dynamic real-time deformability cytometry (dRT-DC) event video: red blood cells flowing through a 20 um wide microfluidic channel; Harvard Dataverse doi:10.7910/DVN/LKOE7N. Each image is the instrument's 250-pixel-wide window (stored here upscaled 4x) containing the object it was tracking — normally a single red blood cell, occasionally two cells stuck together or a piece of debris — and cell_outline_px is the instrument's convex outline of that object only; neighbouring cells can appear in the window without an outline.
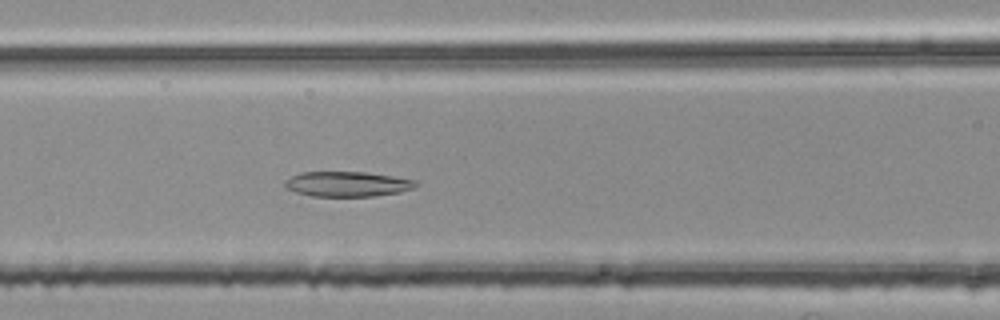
{"species": "common noctule bat (a hibernating species)", "species_latin": "Nyctalus noctula", "temperature_condition": "room temperature", "stored_images_in_passage": 51, "camera_frame_rate_fps": 3000, "um_per_image_px": 0.085, "animal": {"sex": "female", "body_mass_g": 25.1}, "frame": {"image": 1, "passage_image": 22, "time_ms": 7.0, "image_size_px": [1000, 320], "cell_outline_px": [[420, 184], [416, 188], [400, 192], [376, 196], [312, 196], [296, 192], [284, 188], [284, 180], [300, 172], [364, 172], [392, 176], [416, 180]], "centroid_in_image_um": [29.54, 15.64], "position_along_channel_um": 137.1, "area_um2": 19.31}}
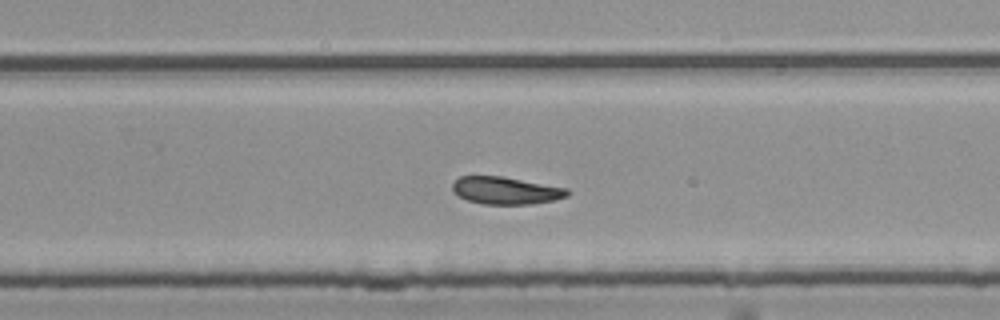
{"frame": {"image": 2, "passage_image": 34, "time_ms": 11.0, "image_size_px": [1000, 320], "cell_outline_px": [[572, 192], [568, 196], [556, 200], [532, 204], [484, 204], [468, 200], [460, 196], [452, 188], [452, 184], [460, 176], [504, 176], [568, 188]], "centroid_in_image_um": [43.07, 16.19], "position_along_channel_um": 286.7, "area_um2": 18.44}}
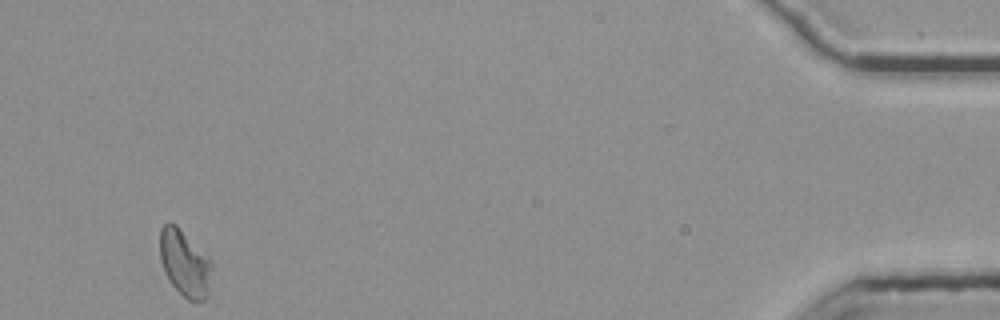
{"frame": {"image": 3, "passage_image": 51, "time_ms": 16.667, "image_size_px": [1000, 320], "cell_outline_px": [[212, 268], [208, 296], [204, 300], [188, 300], [168, 280], [164, 272], [160, 260], [160, 228], [168, 220], [176, 224], [212, 264]], "centroid_in_image_um": [15.66, 22.37], "position_along_channel_um": 419.5, "area_um2": 19.77}, "authors_computed_cell_mechanics": {"area_um2": 19.4208, "velocity_mm_per_s": 3.7567, "shape_relaxation_time_tau1_ms": null, "shape_relaxation_time_tau2_ms": 1.2457, "deformation_change_tau1": null, "deformation_change_tau2": 0.0612}}